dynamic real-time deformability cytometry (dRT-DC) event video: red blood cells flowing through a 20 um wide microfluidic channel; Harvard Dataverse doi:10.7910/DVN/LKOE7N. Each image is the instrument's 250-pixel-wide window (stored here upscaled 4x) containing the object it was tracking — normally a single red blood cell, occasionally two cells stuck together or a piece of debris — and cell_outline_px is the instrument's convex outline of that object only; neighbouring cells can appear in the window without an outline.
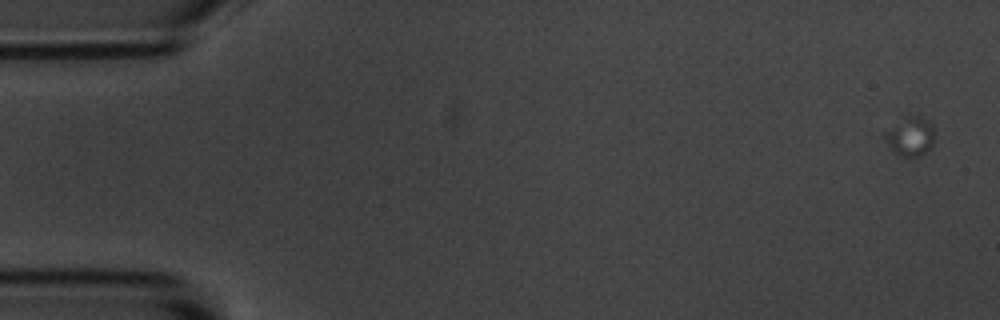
{"species": "common noctule bat (a hibernating species)", "species_latin": "Nyctalus noctula", "temperature_condition": "room temperature", "stored_images_in_passage": 5, "camera_frame_rate_fps": 3000, "um_per_image_px": 0.085, "animal": {"sex": "male", "body_mass_g": 20.1, "forearm_length_mm": 53.5}, "frame": {"image": 1, "passage_image": 1, "time_ms": 0.0, "image_size_px": [1000, 320], "cell_outline_px": [[932, 144], [920, 156], [904, 156], [896, 152], [888, 144], [884, 136], [892, 128], [908, 116], [920, 116], [932, 128]], "centroid_in_image_um": [77.38, 11.62], "position_along_channel_um": 7.6, "area_um2": 10.17}}